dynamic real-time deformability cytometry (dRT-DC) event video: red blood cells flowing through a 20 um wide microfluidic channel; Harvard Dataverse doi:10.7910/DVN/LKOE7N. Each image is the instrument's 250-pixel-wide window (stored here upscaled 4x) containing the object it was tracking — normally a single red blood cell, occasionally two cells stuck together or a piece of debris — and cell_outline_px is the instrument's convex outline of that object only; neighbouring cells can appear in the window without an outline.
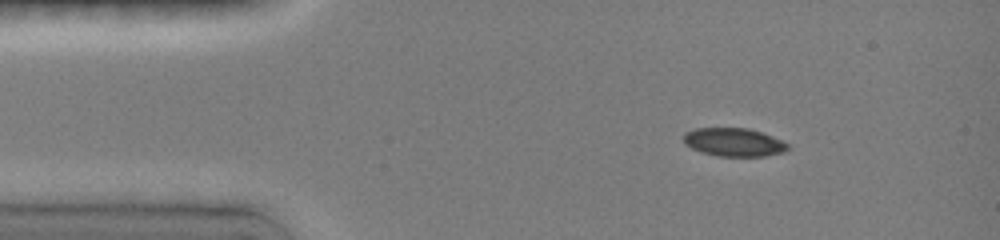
{"species": "common noctule bat (a hibernating species)", "species_latin": "Nyctalus noctula", "temperature_condition": "room temperature", "stored_images_in_passage": 3, "camera_frame_rate_fps": 3000, "um_per_image_px": 0.085, "animal": {"sex": "female", "body_mass_g": 19.0, "forearm_length_mm": 51.5}, "frame": {"image": 1, "passage_image": 1, "time_ms": 0.0, "image_size_px": [1000, 240], "cell_outline_px": [[788, 148], [784, 152], [764, 156], [720, 156], [704, 152], [692, 148], [684, 144], [684, 132], [696, 128], [748, 128], [772, 136], [788, 144]], "centroid_in_image_um": [62.36, 12.08], "position_along_channel_um": 22.6, "area_um2": 16.99}}